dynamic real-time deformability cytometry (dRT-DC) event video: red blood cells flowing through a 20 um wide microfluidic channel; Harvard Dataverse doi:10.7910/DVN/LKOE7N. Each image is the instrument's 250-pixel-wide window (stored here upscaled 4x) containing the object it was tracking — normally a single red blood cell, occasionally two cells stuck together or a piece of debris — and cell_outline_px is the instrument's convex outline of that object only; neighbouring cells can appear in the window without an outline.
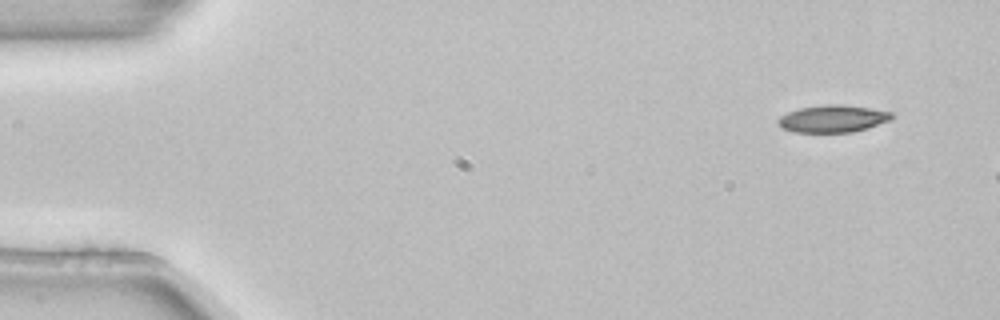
{"species": "common noctule bat (a hibernating species)", "species_latin": "Nyctalus noctula", "temperature_condition": "room temperature", "stored_images_in_passage": 3, "camera_frame_rate_fps": 3000, "um_per_image_px": 0.085, "animal": {"sex": "female", "body_mass_g": 22.7, "forearm_length_mm": 54.2}, "frame": {"image": 1, "passage_image": 1, "time_ms": 0.0, "image_size_px": [1000, 320], "cell_outline_px": [[896, 116], [892, 120], [868, 128], [852, 132], [792, 132], [776, 124], [776, 120], [780, 116], [788, 112], [800, 108], [828, 104], [836, 104], [868, 108], [892, 112]], "centroid_in_image_um": [70.8, 10.1], "position_along_channel_um": 14.2, "area_um2": 18.09}}